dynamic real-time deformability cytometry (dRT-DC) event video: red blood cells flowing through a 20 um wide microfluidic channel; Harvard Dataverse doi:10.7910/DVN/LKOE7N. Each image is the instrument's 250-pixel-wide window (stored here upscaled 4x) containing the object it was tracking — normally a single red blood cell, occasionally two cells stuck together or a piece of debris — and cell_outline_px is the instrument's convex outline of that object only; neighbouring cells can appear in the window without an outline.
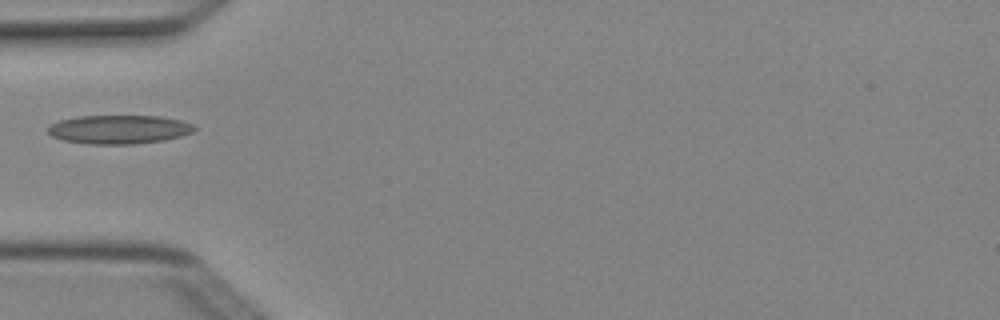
{"species": "Egyptian fruit bat (a non-hibernating species)", "species_latin": "Rousettus aegyptiacus", "temperature_condition": "cold", "stored_images_in_passage": 1, "camera_frame_rate_fps": 3000, "um_per_image_px": 0.085, "animal": {"sex": "female"}, "frame": {"image": 1, "passage_image": 1, "time_ms": 0.0, "image_size_px": [1000, 320], "cell_outline_px": [[196, 128], [192, 132], [180, 136], [164, 140], [136, 144], [88, 144], [64, 140], [52, 136], [48, 132], [48, 128], [52, 124], [60, 120], [80, 116], [160, 116], [180, 120], [192, 124]], "centroid_in_image_um": [10.12, 11.0], "position_along_channel_um": 74.9, "area_um2": 24.39}}